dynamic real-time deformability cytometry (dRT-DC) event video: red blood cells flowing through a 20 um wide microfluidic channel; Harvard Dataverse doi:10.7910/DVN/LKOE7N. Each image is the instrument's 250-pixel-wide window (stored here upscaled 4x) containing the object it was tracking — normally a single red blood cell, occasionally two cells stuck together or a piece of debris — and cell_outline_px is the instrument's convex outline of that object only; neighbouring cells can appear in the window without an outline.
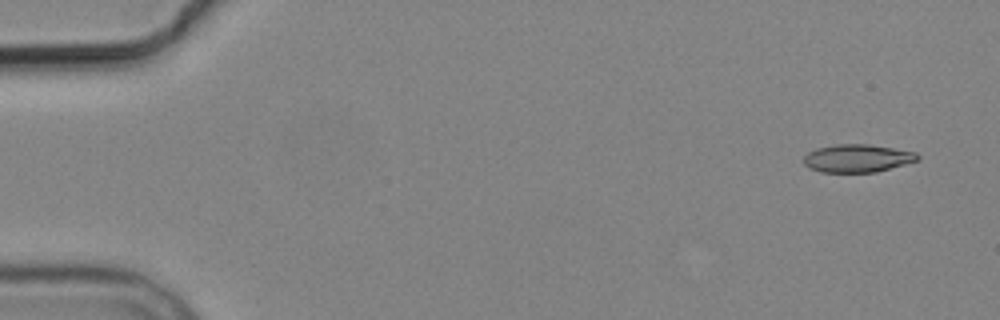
{"species": "common noctule bat (a hibernating species)", "species_latin": "Nyctalus noctula", "temperature_condition": "cold", "stored_images_in_passage": 4, "camera_frame_rate_fps": 3000, "um_per_image_px": 0.085, "animal": {"sex": "male", "body_mass_g": 19.2, "forearm_length_mm": 51.8}, "frame": {"image": 1, "passage_image": 1, "time_ms": 0.0, "image_size_px": [1000, 320], "cell_outline_px": [[920, 160], [876, 172], [820, 172], [808, 168], [804, 164], [804, 156], [808, 152], [816, 148], [836, 144], [868, 144], [916, 152], [920, 156]], "centroid_in_image_um": [72.87, 13.45], "position_along_channel_um": 12.1, "area_um2": 18.61}}
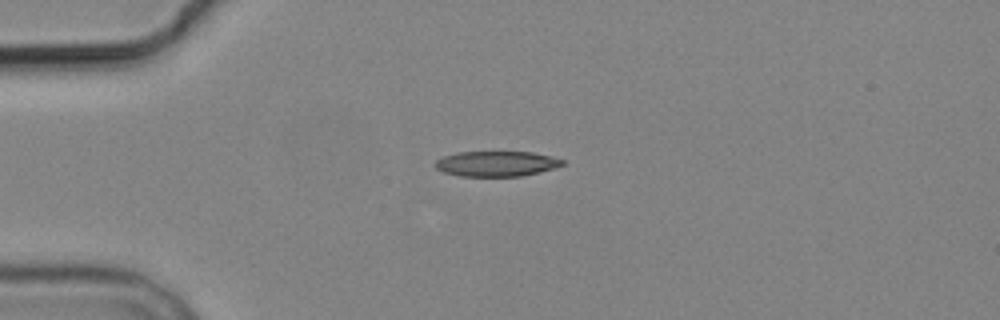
{"frame": {"image": 2, "passage_image": 4, "time_ms": 3.667, "image_size_px": [1000, 320], "cell_outline_px": [[564, 164], [540, 172], [520, 176], [460, 176], [444, 172], [436, 168], [432, 164], [436, 160], [444, 156], [456, 152], [532, 152], [552, 156], [564, 160]], "centroid_in_image_um": [42.17, 13.91], "position_along_channel_um": 42.8, "area_um2": 18.73}}